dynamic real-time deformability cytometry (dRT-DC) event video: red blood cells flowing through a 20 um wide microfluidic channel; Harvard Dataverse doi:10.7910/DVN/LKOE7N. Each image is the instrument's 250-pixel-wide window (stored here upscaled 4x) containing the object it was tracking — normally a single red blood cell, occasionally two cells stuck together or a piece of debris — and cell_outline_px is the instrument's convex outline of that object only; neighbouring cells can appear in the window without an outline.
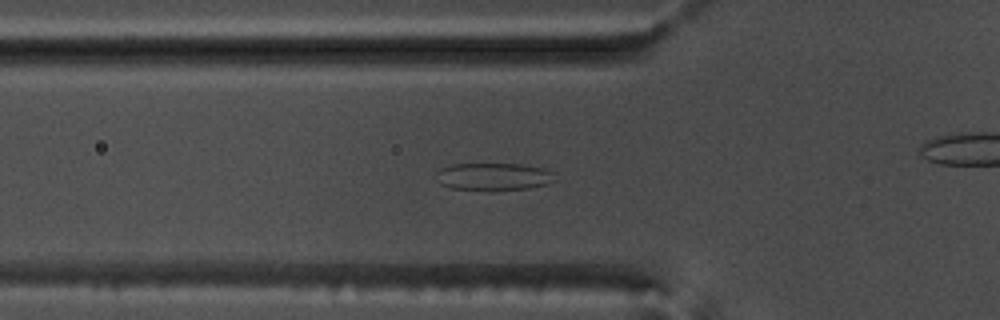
{"species": "common noctule bat (a hibernating species)", "species_latin": "Nyctalus noctula", "temperature_condition": "warm", "stored_images_in_passage": 57, "camera_frame_rate_fps": 3000, "um_per_image_px": 0.085, "animal": {"sex": "male", "body_mass_g": 17.5, "forearm_length_mm": 52.3}, "frame": {"image": 1, "passage_image": 20, "time_ms": 6.333, "image_size_px": [1000, 320], "cell_outline_px": [[556, 180], [548, 184], [528, 188], [492, 192], [452, 188], [440, 184], [436, 172], [440, 168], [452, 164], [520, 164], [544, 168], [552, 172]], "centroid_in_image_um": [41.96, 15.03], "position_along_channel_um": 83.8, "area_um2": 19.42}}
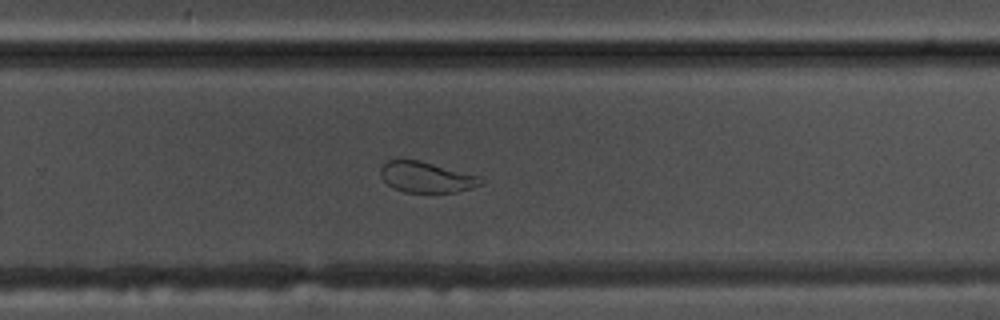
{"frame": {"image": 2, "passage_image": 37, "time_ms": 12.0, "image_size_px": [1000, 320], "cell_outline_px": [[484, 184], [472, 188], [456, 192], [404, 192], [392, 188], [380, 176], [380, 168], [388, 160], [420, 160], [480, 176], [484, 180]], "centroid_in_image_um": [36.26, 15.06], "position_along_channel_um": 293.5, "area_um2": 18.03}}
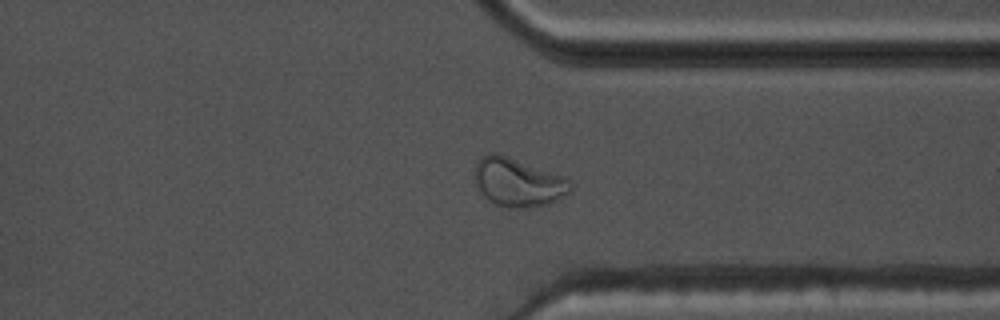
{"frame": {"image": 3, "passage_image": 43, "time_ms": 14.0, "image_size_px": [1000, 320], "cell_outline_px": [[572, 192], [548, 204], [524, 208], [508, 208], [496, 204], [488, 200], [480, 192], [476, 184], [476, 164], [480, 156], [492, 152], [496, 152], [560, 176], [568, 180], [572, 184]], "centroid_in_image_um": [44.01, 15.52], "position_along_channel_um": 367.4, "area_um2": 26.65}, "authors_computed_cell_mechanics": {"area_um2": 24.9696, "velocity_mm_per_s": 3.7013, "shape_relaxation_time_tau1_ms": null, "shape_relaxation_time_tau2_ms": 1.0602, "deformation_change_tau1": null, "deformation_change_tau2": 0.0736}}